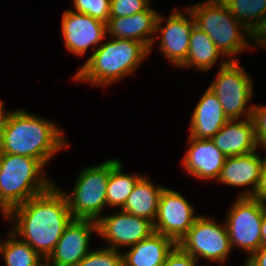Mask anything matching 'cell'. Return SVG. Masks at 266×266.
Returning a JSON list of instances; mask_svg holds the SVG:
<instances>
[{
    "instance_id": "6da1fadb",
    "label": "cell",
    "mask_w": 266,
    "mask_h": 266,
    "mask_svg": "<svg viewBox=\"0 0 266 266\" xmlns=\"http://www.w3.org/2000/svg\"><path fill=\"white\" fill-rule=\"evenodd\" d=\"M10 215L19 216L11 236L21 235L23 241L46 259L54 251L66 226L73 219L65 193L54 185L12 208L8 217Z\"/></svg>"
},
{
    "instance_id": "7a4b0ae2",
    "label": "cell",
    "mask_w": 266,
    "mask_h": 266,
    "mask_svg": "<svg viewBox=\"0 0 266 266\" xmlns=\"http://www.w3.org/2000/svg\"><path fill=\"white\" fill-rule=\"evenodd\" d=\"M60 130L43 119L20 110L9 113L0 140V153L38 159L43 165L64 146Z\"/></svg>"
},
{
    "instance_id": "3957f363",
    "label": "cell",
    "mask_w": 266,
    "mask_h": 266,
    "mask_svg": "<svg viewBox=\"0 0 266 266\" xmlns=\"http://www.w3.org/2000/svg\"><path fill=\"white\" fill-rule=\"evenodd\" d=\"M149 50L139 41L116 38L100 45L76 74L75 79L107 85L132 73Z\"/></svg>"
},
{
    "instance_id": "277c9868",
    "label": "cell",
    "mask_w": 266,
    "mask_h": 266,
    "mask_svg": "<svg viewBox=\"0 0 266 266\" xmlns=\"http://www.w3.org/2000/svg\"><path fill=\"white\" fill-rule=\"evenodd\" d=\"M41 167L38 159L0 153V204L7 218L12 208L52 186L47 179L40 178Z\"/></svg>"
},
{
    "instance_id": "5b68a950",
    "label": "cell",
    "mask_w": 266,
    "mask_h": 266,
    "mask_svg": "<svg viewBox=\"0 0 266 266\" xmlns=\"http://www.w3.org/2000/svg\"><path fill=\"white\" fill-rule=\"evenodd\" d=\"M187 12L193 16L195 26L207 33L223 56L240 52L247 46L238 30L240 28L236 26L239 21L233 17L222 0L203 2Z\"/></svg>"
},
{
    "instance_id": "8992f818",
    "label": "cell",
    "mask_w": 266,
    "mask_h": 266,
    "mask_svg": "<svg viewBox=\"0 0 266 266\" xmlns=\"http://www.w3.org/2000/svg\"><path fill=\"white\" fill-rule=\"evenodd\" d=\"M118 163L119 160L113 159L81 172L73 194H65L73 219L98 220L101 209L107 205L106 191L110 171Z\"/></svg>"
},
{
    "instance_id": "52a82bcc",
    "label": "cell",
    "mask_w": 266,
    "mask_h": 266,
    "mask_svg": "<svg viewBox=\"0 0 266 266\" xmlns=\"http://www.w3.org/2000/svg\"><path fill=\"white\" fill-rule=\"evenodd\" d=\"M266 204L254 197H239L230 210L227 232L231 247L237 244L252 254L261 246V225Z\"/></svg>"
},
{
    "instance_id": "ba28073f",
    "label": "cell",
    "mask_w": 266,
    "mask_h": 266,
    "mask_svg": "<svg viewBox=\"0 0 266 266\" xmlns=\"http://www.w3.org/2000/svg\"><path fill=\"white\" fill-rule=\"evenodd\" d=\"M236 60L221 65L217 79L209 89L217 96L229 120H238L252 96L251 79Z\"/></svg>"
},
{
    "instance_id": "9c48e42d",
    "label": "cell",
    "mask_w": 266,
    "mask_h": 266,
    "mask_svg": "<svg viewBox=\"0 0 266 266\" xmlns=\"http://www.w3.org/2000/svg\"><path fill=\"white\" fill-rule=\"evenodd\" d=\"M177 245L196 260L199 254L205 259L220 262L227 257L231 249L226 225L221 228L204 216H198L188 233Z\"/></svg>"
},
{
    "instance_id": "30bf717a",
    "label": "cell",
    "mask_w": 266,
    "mask_h": 266,
    "mask_svg": "<svg viewBox=\"0 0 266 266\" xmlns=\"http://www.w3.org/2000/svg\"><path fill=\"white\" fill-rule=\"evenodd\" d=\"M158 221L153 223L154 232L171 238L176 244L188 233L198 218L193 206L176 191L163 188L158 201Z\"/></svg>"
},
{
    "instance_id": "8fae6325",
    "label": "cell",
    "mask_w": 266,
    "mask_h": 266,
    "mask_svg": "<svg viewBox=\"0 0 266 266\" xmlns=\"http://www.w3.org/2000/svg\"><path fill=\"white\" fill-rule=\"evenodd\" d=\"M91 230L98 232L97 221L72 219L46 261L52 259L53 266H76L89 253Z\"/></svg>"
},
{
    "instance_id": "7c38bea8",
    "label": "cell",
    "mask_w": 266,
    "mask_h": 266,
    "mask_svg": "<svg viewBox=\"0 0 266 266\" xmlns=\"http://www.w3.org/2000/svg\"><path fill=\"white\" fill-rule=\"evenodd\" d=\"M97 226V233L112 242L114 250L117 245L133 246L154 232L151 221L123 210L120 214L99 218Z\"/></svg>"
},
{
    "instance_id": "4fadbf2b",
    "label": "cell",
    "mask_w": 266,
    "mask_h": 266,
    "mask_svg": "<svg viewBox=\"0 0 266 266\" xmlns=\"http://www.w3.org/2000/svg\"><path fill=\"white\" fill-rule=\"evenodd\" d=\"M106 24L87 14L66 11L62 18V34L66 48L83 55L87 48L98 44L106 35Z\"/></svg>"
},
{
    "instance_id": "5bb4252c",
    "label": "cell",
    "mask_w": 266,
    "mask_h": 266,
    "mask_svg": "<svg viewBox=\"0 0 266 266\" xmlns=\"http://www.w3.org/2000/svg\"><path fill=\"white\" fill-rule=\"evenodd\" d=\"M252 113L253 108H249L247 121L228 120L211 139L226 157L249 154L257 149Z\"/></svg>"
},
{
    "instance_id": "9a60e30c",
    "label": "cell",
    "mask_w": 266,
    "mask_h": 266,
    "mask_svg": "<svg viewBox=\"0 0 266 266\" xmlns=\"http://www.w3.org/2000/svg\"><path fill=\"white\" fill-rule=\"evenodd\" d=\"M190 138L192 144L183 160L185 169L202 179H218L226 156L211 139Z\"/></svg>"
},
{
    "instance_id": "2e32d148",
    "label": "cell",
    "mask_w": 266,
    "mask_h": 266,
    "mask_svg": "<svg viewBox=\"0 0 266 266\" xmlns=\"http://www.w3.org/2000/svg\"><path fill=\"white\" fill-rule=\"evenodd\" d=\"M162 18L150 8L133 16L109 18L106 30L118 39H132L145 44L149 49L154 38H147L158 30Z\"/></svg>"
},
{
    "instance_id": "e0dca14e",
    "label": "cell",
    "mask_w": 266,
    "mask_h": 266,
    "mask_svg": "<svg viewBox=\"0 0 266 266\" xmlns=\"http://www.w3.org/2000/svg\"><path fill=\"white\" fill-rule=\"evenodd\" d=\"M191 17L192 20L188 21L181 13L173 12L166 27L159 29L162 35L160 49L176 66H181L187 58L191 30L195 26V20Z\"/></svg>"
},
{
    "instance_id": "ac0fdd59",
    "label": "cell",
    "mask_w": 266,
    "mask_h": 266,
    "mask_svg": "<svg viewBox=\"0 0 266 266\" xmlns=\"http://www.w3.org/2000/svg\"><path fill=\"white\" fill-rule=\"evenodd\" d=\"M262 164L263 160L255 151L245 155L226 157L217 180L233 186L253 184L252 191L241 195V197H253L260 181Z\"/></svg>"
},
{
    "instance_id": "d6986e66",
    "label": "cell",
    "mask_w": 266,
    "mask_h": 266,
    "mask_svg": "<svg viewBox=\"0 0 266 266\" xmlns=\"http://www.w3.org/2000/svg\"><path fill=\"white\" fill-rule=\"evenodd\" d=\"M228 120L219 99L208 88L194 109L190 137L212 139Z\"/></svg>"
},
{
    "instance_id": "ffe728a7",
    "label": "cell",
    "mask_w": 266,
    "mask_h": 266,
    "mask_svg": "<svg viewBox=\"0 0 266 266\" xmlns=\"http://www.w3.org/2000/svg\"><path fill=\"white\" fill-rule=\"evenodd\" d=\"M176 245L171 238L153 232L149 237L133 245L128 253L122 255L123 266H162Z\"/></svg>"
},
{
    "instance_id": "44dd1931",
    "label": "cell",
    "mask_w": 266,
    "mask_h": 266,
    "mask_svg": "<svg viewBox=\"0 0 266 266\" xmlns=\"http://www.w3.org/2000/svg\"><path fill=\"white\" fill-rule=\"evenodd\" d=\"M146 178L142 177L128 196L123 211L154 223L158 212V201L164 187L154 188Z\"/></svg>"
},
{
    "instance_id": "7402d4cb",
    "label": "cell",
    "mask_w": 266,
    "mask_h": 266,
    "mask_svg": "<svg viewBox=\"0 0 266 266\" xmlns=\"http://www.w3.org/2000/svg\"><path fill=\"white\" fill-rule=\"evenodd\" d=\"M222 54L207 33L194 26L191 30L189 51L181 66L196 65L201 70L209 69Z\"/></svg>"
},
{
    "instance_id": "603a6c76",
    "label": "cell",
    "mask_w": 266,
    "mask_h": 266,
    "mask_svg": "<svg viewBox=\"0 0 266 266\" xmlns=\"http://www.w3.org/2000/svg\"><path fill=\"white\" fill-rule=\"evenodd\" d=\"M228 7L230 13L235 19L241 21L243 19L257 20L256 23H242L243 29L253 38H256L266 26V0H222Z\"/></svg>"
},
{
    "instance_id": "cb8c5ba5",
    "label": "cell",
    "mask_w": 266,
    "mask_h": 266,
    "mask_svg": "<svg viewBox=\"0 0 266 266\" xmlns=\"http://www.w3.org/2000/svg\"><path fill=\"white\" fill-rule=\"evenodd\" d=\"M121 162L111 171L107 183L106 200L110 206H124L137 182L142 178L121 173Z\"/></svg>"
},
{
    "instance_id": "d4e9b609",
    "label": "cell",
    "mask_w": 266,
    "mask_h": 266,
    "mask_svg": "<svg viewBox=\"0 0 266 266\" xmlns=\"http://www.w3.org/2000/svg\"><path fill=\"white\" fill-rule=\"evenodd\" d=\"M6 266H41L39 254L25 241L9 239L0 244Z\"/></svg>"
},
{
    "instance_id": "484cf974",
    "label": "cell",
    "mask_w": 266,
    "mask_h": 266,
    "mask_svg": "<svg viewBox=\"0 0 266 266\" xmlns=\"http://www.w3.org/2000/svg\"><path fill=\"white\" fill-rule=\"evenodd\" d=\"M76 266H123L122 254L105 248L89 252Z\"/></svg>"
},
{
    "instance_id": "4316f807",
    "label": "cell",
    "mask_w": 266,
    "mask_h": 266,
    "mask_svg": "<svg viewBox=\"0 0 266 266\" xmlns=\"http://www.w3.org/2000/svg\"><path fill=\"white\" fill-rule=\"evenodd\" d=\"M77 13L87 14L105 24L110 18V0H74Z\"/></svg>"
},
{
    "instance_id": "83f0119b",
    "label": "cell",
    "mask_w": 266,
    "mask_h": 266,
    "mask_svg": "<svg viewBox=\"0 0 266 266\" xmlns=\"http://www.w3.org/2000/svg\"><path fill=\"white\" fill-rule=\"evenodd\" d=\"M147 0H110V18L128 17L149 9Z\"/></svg>"
},
{
    "instance_id": "f1b7e54d",
    "label": "cell",
    "mask_w": 266,
    "mask_h": 266,
    "mask_svg": "<svg viewBox=\"0 0 266 266\" xmlns=\"http://www.w3.org/2000/svg\"><path fill=\"white\" fill-rule=\"evenodd\" d=\"M252 119L258 144L266 147V107H253Z\"/></svg>"
},
{
    "instance_id": "f546056e",
    "label": "cell",
    "mask_w": 266,
    "mask_h": 266,
    "mask_svg": "<svg viewBox=\"0 0 266 266\" xmlns=\"http://www.w3.org/2000/svg\"><path fill=\"white\" fill-rule=\"evenodd\" d=\"M196 261L194 257L176 245L168 254L162 266H195Z\"/></svg>"
},
{
    "instance_id": "4dcf8cb0",
    "label": "cell",
    "mask_w": 266,
    "mask_h": 266,
    "mask_svg": "<svg viewBox=\"0 0 266 266\" xmlns=\"http://www.w3.org/2000/svg\"><path fill=\"white\" fill-rule=\"evenodd\" d=\"M253 197L263 204L266 202V159L263 160L260 181Z\"/></svg>"
},
{
    "instance_id": "1f68e13d",
    "label": "cell",
    "mask_w": 266,
    "mask_h": 266,
    "mask_svg": "<svg viewBox=\"0 0 266 266\" xmlns=\"http://www.w3.org/2000/svg\"><path fill=\"white\" fill-rule=\"evenodd\" d=\"M245 266H266V244H262L257 251L251 254Z\"/></svg>"
},
{
    "instance_id": "d6a6232c",
    "label": "cell",
    "mask_w": 266,
    "mask_h": 266,
    "mask_svg": "<svg viewBox=\"0 0 266 266\" xmlns=\"http://www.w3.org/2000/svg\"><path fill=\"white\" fill-rule=\"evenodd\" d=\"M3 105L2 102L0 101V140L2 138L3 132H4V128H5V124L6 121L8 119L9 114H5L3 111Z\"/></svg>"
},
{
    "instance_id": "836d02e7",
    "label": "cell",
    "mask_w": 266,
    "mask_h": 266,
    "mask_svg": "<svg viewBox=\"0 0 266 266\" xmlns=\"http://www.w3.org/2000/svg\"><path fill=\"white\" fill-rule=\"evenodd\" d=\"M262 244H266V213L263 215L261 225V245Z\"/></svg>"
},
{
    "instance_id": "e575fe53",
    "label": "cell",
    "mask_w": 266,
    "mask_h": 266,
    "mask_svg": "<svg viewBox=\"0 0 266 266\" xmlns=\"http://www.w3.org/2000/svg\"><path fill=\"white\" fill-rule=\"evenodd\" d=\"M255 39H257L258 43L260 42L261 45L263 44V46H266V26Z\"/></svg>"
},
{
    "instance_id": "d590c367",
    "label": "cell",
    "mask_w": 266,
    "mask_h": 266,
    "mask_svg": "<svg viewBox=\"0 0 266 266\" xmlns=\"http://www.w3.org/2000/svg\"><path fill=\"white\" fill-rule=\"evenodd\" d=\"M41 266H50V265H48V264H41ZM51 266H53V265H51Z\"/></svg>"
}]
</instances>
